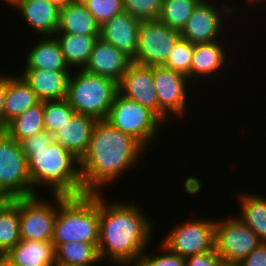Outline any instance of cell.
<instances>
[{
	"instance_id": "cell-38",
	"label": "cell",
	"mask_w": 266,
	"mask_h": 266,
	"mask_svg": "<svg viewBox=\"0 0 266 266\" xmlns=\"http://www.w3.org/2000/svg\"><path fill=\"white\" fill-rule=\"evenodd\" d=\"M239 266H266V242L259 244L246 258L242 259Z\"/></svg>"
},
{
	"instance_id": "cell-12",
	"label": "cell",
	"mask_w": 266,
	"mask_h": 266,
	"mask_svg": "<svg viewBox=\"0 0 266 266\" xmlns=\"http://www.w3.org/2000/svg\"><path fill=\"white\" fill-rule=\"evenodd\" d=\"M153 80L159 104V118L164 123L168 121L169 113L182 118L188 103L186 99L189 98L186 95L190 82L188 77L164 66H153Z\"/></svg>"
},
{
	"instance_id": "cell-28",
	"label": "cell",
	"mask_w": 266,
	"mask_h": 266,
	"mask_svg": "<svg viewBox=\"0 0 266 266\" xmlns=\"http://www.w3.org/2000/svg\"><path fill=\"white\" fill-rule=\"evenodd\" d=\"M259 194L239 195L241 214L237 218L246 224L262 242H266V198Z\"/></svg>"
},
{
	"instance_id": "cell-36",
	"label": "cell",
	"mask_w": 266,
	"mask_h": 266,
	"mask_svg": "<svg viewBox=\"0 0 266 266\" xmlns=\"http://www.w3.org/2000/svg\"><path fill=\"white\" fill-rule=\"evenodd\" d=\"M54 142V136L50 132L44 130L36 135L26 138L20 142L23 153L28 157L35 150L45 149Z\"/></svg>"
},
{
	"instance_id": "cell-33",
	"label": "cell",
	"mask_w": 266,
	"mask_h": 266,
	"mask_svg": "<svg viewBox=\"0 0 266 266\" xmlns=\"http://www.w3.org/2000/svg\"><path fill=\"white\" fill-rule=\"evenodd\" d=\"M163 0H123L124 12L140 21L158 20Z\"/></svg>"
},
{
	"instance_id": "cell-39",
	"label": "cell",
	"mask_w": 266,
	"mask_h": 266,
	"mask_svg": "<svg viewBox=\"0 0 266 266\" xmlns=\"http://www.w3.org/2000/svg\"><path fill=\"white\" fill-rule=\"evenodd\" d=\"M7 91V76L0 75V131H4V102Z\"/></svg>"
},
{
	"instance_id": "cell-13",
	"label": "cell",
	"mask_w": 266,
	"mask_h": 266,
	"mask_svg": "<svg viewBox=\"0 0 266 266\" xmlns=\"http://www.w3.org/2000/svg\"><path fill=\"white\" fill-rule=\"evenodd\" d=\"M225 11H218L217 6L211 3V1L201 0L190 18L188 19L185 27L180 32L181 38L190 41L193 44L207 43L219 40V34L221 35V28L223 29V20L221 15L232 11V8L225 7ZM228 9V11H227ZM230 9V10H229ZM222 18V19H221Z\"/></svg>"
},
{
	"instance_id": "cell-5",
	"label": "cell",
	"mask_w": 266,
	"mask_h": 266,
	"mask_svg": "<svg viewBox=\"0 0 266 266\" xmlns=\"http://www.w3.org/2000/svg\"><path fill=\"white\" fill-rule=\"evenodd\" d=\"M77 72L69 77L66 95L68 103L76 113L105 120L118 93V83L83 69Z\"/></svg>"
},
{
	"instance_id": "cell-4",
	"label": "cell",
	"mask_w": 266,
	"mask_h": 266,
	"mask_svg": "<svg viewBox=\"0 0 266 266\" xmlns=\"http://www.w3.org/2000/svg\"><path fill=\"white\" fill-rule=\"evenodd\" d=\"M99 193L58 195V213L51 242L54 249L66 242L99 244Z\"/></svg>"
},
{
	"instance_id": "cell-27",
	"label": "cell",
	"mask_w": 266,
	"mask_h": 266,
	"mask_svg": "<svg viewBox=\"0 0 266 266\" xmlns=\"http://www.w3.org/2000/svg\"><path fill=\"white\" fill-rule=\"evenodd\" d=\"M100 262L98 245L66 242L55 248L56 266H94Z\"/></svg>"
},
{
	"instance_id": "cell-6",
	"label": "cell",
	"mask_w": 266,
	"mask_h": 266,
	"mask_svg": "<svg viewBox=\"0 0 266 266\" xmlns=\"http://www.w3.org/2000/svg\"><path fill=\"white\" fill-rule=\"evenodd\" d=\"M105 120L117 130L133 136L145 148L157 140L159 126L164 124L152 110L119 93Z\"/></svg>"
},
{
	"instance_id": "cell-9",
	"label": "cell",
	"mask_w": 266,
	"mask_h": 266,
	"mask_svg": "<svg viewBox=\"0 0 266 266\" xmlns=\"http://www.w3.org/2000/svg\"><path fill=\"white\" fill-rule=\"evenodd\" d=\"M262 241L237 217L221 222L215 220L214 249L223 263L238 264L246 258Z\"/></svg>"
},
{
	"instance_id": "cell-17",
	"label": "cell",
	"mask_w": 266,
	"mask_h": 266,
	"mask_svg": "<svg viewBox=\"0 0 266 266\" xmlns=\"http://www.w3.org/2000/svg\"><path fill=\"white\" fill-rule=\"evenodd\" d=\"M12 5L39 35L54 36L57 32L60 8L50 0H15Z\"/></svg>"
},
{
	"instance_id": "cell-31",
	"label": "cell",
	"mask_w": 266,
	"mask_h": 266,
	"mask_svg": "<svg viewBox=\"0 0 266 266\" xmlns=\"http://www.w3.org/2000/svg\"><path fill=\"white\" fill-rule=\"evenodd\" d=\"M44 129L55 134L76 113L67 99L43 101Z\"/></svg>"
},
{
	"instance_id": "cell-10",
	"label": "cell",
	"mask_w": 266,
	"mask_h": 266,
	"mask_svg": "<svg viewBox=\"0 0 266 266\" xmlns=\"http://www.w3.org/2000/svg\"><path fill=\"white\" fill-rule=\"evenodd\" d=\"M162 244L184 258L214 250L215 220H187L168 232Z\"/></svg>"
},
{
	"instance_id": "cell-21",
	"label": "cell",
	"mask_w": 266,
	"mask_h": 266,
	"mask_svg": "<svg viewBox=\"0 0 266 266\" xmlns=\"http://www.w3.org/2000/svg\"><path fill=\"white\" fill-rule=\"evenodd\" d=\"M24 69L46 71H73L67 64L55 36H42L27 52Z\"/></svg>"
},
{
	"instance_id": "cell-26",
	"label": "cell",
	"mask_w": 266,
	"mask_h": 266,
	"mask_svg": "<svg viewBox=\"0 0 266 266\" xmlns=\"http://www.w3.org/2000/svg\"><path fill=\"white\" fill-rule=\"evenodd\" d=\"M20 240L19 198L0 199V253L5 255Z\"/></svg>"
},
{
	"instance_id": "cell-1",
	"label": "cell",
	"mask_w": 266,
	"mask_h": 266,
	"mask_svg": "<svg viewBox=\"0 0 266 266\" xmlns=\"http://www.w3.org/2000/svg\"><path fill=\"white\" fill-rule=\"evenodd\" d=\"M145 148L133 136L114 128L106 120H97L88 149L80 160L84 193H101L127 170L132 169Z\"/></svg>"
},
{
	"instance_id": "cell-8",
	"label": "cell",
	"mask_w": 266,
	"mask_h": 266,
	"mask_svg": "<svg viewBox=\"0 0 266 266\" xmlns=\"http://www.w3.org/2000/svg\"><path fill=\"white\" fill-rule=\"evenodd\" d=\"M180 38V31L159 20L141 21L138 47L132 62L144 66H163Z\"/></svg>"
},
{
	"instance_id": "cell-25",
	"label": "cell",
	"mask_w": 266,
	"mask_h": 266,
	"mask_svg": "<svg viewBox=\"0 0 266 266\" xmlns=\"http://www.w3.org/2000/svg\"><path fill=\"white\" fill-rule=\"evenodd\" d=\"M69 67L83 69L100 35L55 34Z\"/></svg>"
},
{
	"instance_id": "cell-29",
	"label": "cell",
	"mask_w": 266,
	"mask_h": 266,
	"mask_svg": "<svg viewBox=\"0 0 266 266\" xmlns=\"http://www.w3.org/2000/svg\"><path fill=\"white\" fill-rule=\"evenodd\" d=\"M43 101L10 121L4 132L17 142L44 131Z\"/></svg>"
},
{
	"instance_id": "cell-22",
	"label": "cell",
	"mask_w": 266,
	"mask_h": 266,
	"mask_svg": "<svg viewBox=\"0 0 266 266\" xmlns=\"http://www.w3.org/2000/svg\"><path fill=\"white\" fill-rule=\"evenodd\" d=\"M100 25L81 0L60 7L55 34L100 35Z\"/></svg>"
},
{
	"instance_id": "cell-14",
	"label": "cell",
	"mask_w": 266,
	"mask_h": 266,
	"mask_svg": "<svg viewBox=\"0 0 266 266\" xmlns=\"http://www.w3.org/2000/svg\"><path fill=\"white\" fill-rule=\"evenodd\" d=\"M118 93L152 110L159 117V104L153 80V66L132 62L118 82Z\"/></svg>"
},
{
	"instance_id": "cell-24",
	"label": "cell",
	"mask_w": 266,
	"mask_h": 266,
	"mask_svg": "<svg viewBox=\"0 0 266 266\" xmlns=\"http://www.w3.org/2000/svg\"><path fill=\"white\" fill-rule=\"evenodd\" d=\"M219 41L194 44L190 70L191 80L194 79L195 81L198 76L200 78L202 76L209 77V75H213L218 70L220 71L221 67L226 63V50Z\"/></svg>"
},
{
	"instance_id": "cell-2",
	"label": "cell",
	"mask_w": 266,
	"mask_h": 266,
	"mask_svg": "<svg viewBox=\"0 0 266 266\" xmlns=\"http://www.w3.org/2000/svg\"><path fill=\"white\" fill-rule=\"evenodd\" d=\"M99 193L100 233L98 252L101 261L129 266L148 248L153 226L138 205L110 202Z\"/></svg>"
},
{
	"instance_id": "cell-15",
	"label": "cell",
	"mask_w": 266,
	"mask_h": 266,
	"mask_svg": "<svg viewBox=\"0 0 266 266\" xmlns=\"http://www.w3.org/2000/svg\"><path fill=\"white\" fill-rule=\"evenodd\" d=\"M131 63L132 59L127 54L98 37L83 70L111 78L118 83Z\"/></svg>"
},
{
	"instance_id": "cell-11",
	"label": "cell",
	"mask_w": 266,
	"mask_h": 266,
	"mask_svg": "<svg viewBox=\"0 0 266 266\" xmlns=\"http://www.w3.org/2000/svg\"><path fill=\"white\" fill-rule=\"evenodd\" d=\"M52 197L55 198L53 203L46 202L43 198H39V195L19 198L21 239L52 240L54 222L58 213V195Z\"/></svg>"
},
{
	"instance_id": "cell-16",
	"label": "cell",
	"mask_w": 266,
	"mask_h": 266,
	"mask_svg": "<svg viewBox=\"0 0 266 266\" xmlns=\"http://www.w3.org/2000/svg\"><path fill=\"white\" fill-rule=\"evenodd\" d=\"M140 22L129 13L123 12L101 25L100 38L133 59L138 47Z\"/></svg>"
},
{
	"instance_id": "cell-23",
	"label": "cell",
	"mask_w": 266,
	"mask_h": 266,
	"mask_svg": "<svg viewBox=\"0 0 266 266\" xmlns=\"http://www.w3.org/2000/svg\"><path fill=\"white\" fill-rule=\"evenodd\" d=\"M41 100L21 75L7 76V91L4 102V130L7 124Z\"/></svg>"
},
{
	"instance_id": "cell-18",
	"label": "cell",
	"mask_w": 266,
	"mask_h": 266,
	"mask_svg": "<svg viewBox=\"0 0 266 266\" xmlns=\"http://www.w3.org/2000/svg\"><path fill=\"white\" fill-rule=\"evenodd\" d=\"M96 119L84 114L75 113L53 136L66 150L79 160L85 155Z\"/></svg>"
},
{
	"instance_id": "cell-37",
	"label": "cell",
	"mask_w": 266,
	"mask_h": 266,
	"mask_svg": "<svg viewBox=\"0 0 266 266\" xmlns=\"http://www.w3.org/2000/svg\"><path fill=\"white\" fill-rule=\"evenodd\" d=\"M222 260L216 250L185 258V266H220Z\"/></svg>"
},
{
	"instance_id": "cell-40",
	"label": "cell",
	"mask_w": 266,
	"mask_h": 266,
	"mask_svg": "<svg viewBox=\"0 0 266 266\" xmlns=\"http://www.w3.org/2000/svg\"><path fill=\"white\" fill-rule=\"evenodd\" d=\"M52 3L56 4L59 8L64 7L75 0H50Z\"/></svg>"
},
{
	"instance_id": "cell-20",
	"label": "cell",
	"mask_w": 266,
	"mask_h": 266,
	"mask_svg": "<svg viewBox=\"0 0 266 266\" xmlns=\"http://www.w3.org/2000/svg\"><path fill=\"white\" fill-rule=\"evenodd\" d=\"M72 71H46L24 69L23 79L37 94L41 101L66 98L68 81Z\"/></svg>"
},
{
	"instance_id": "cell-32",
	"label": "cell",
	"mask_w": 266,
	"mask_h": 266,
	"mask_svg": "<svg viewBox=\"0 0 266 266\" xmlns=\"http://www.w3.org/2000/svg\"><path fill=\"white\" fill-rule=\"evenodd\" d=\"M194 44L180 38L170 51L168 58L163 65L166 68L180 72L190 80L191 61L193 57Z\"/></svg>"
},
{
	"instance_id": "cell-41",
	"label": "cell",
	"mask_w": 266,
	"mask_h": 266,
	"mask_svg": "<svg viewBox=\"0 0 266 266\" xmlns=\"http://www.w3.org/2000/svg\"><path fill=\"white\" fill-rule=\"evenodd\" d=\"M220 266H239L238 264H234V263H221Z\"/></svg>"
},
{
	"instance_id": "cell-35",
	"label": "cell",
	"mask_w": 266,
	"mask_h": 266,
	"mask_svg": "<svg viewBox=\"0 0 266 266\" xmlns=\"http://www.w3.org/2000/svg\"><path fill=\"white\" fill-rule=\"evenodd\" d=\"M162 245V253L157 256L141 254L130 266H185V258L171 252L166 246Z\"/></svg>"
},
{
	"instance_id": "cell-43",
	"label": "cell",
	"mask_w": 266,
	"mask_h": 266,
	"mask_svg": "<svg viewBox=\"0 0 266 266\" xmlns=\"http://www.w3.org/2000/svg\"><path fill=\"white\" fill-rule=\"evenodd\" d=\"M256 1L255 3L259 2L260 0H248V2H254ZM262 1V0H261Z\"/></svg>"
},
{
	"instance_id": "cell-7",
	"label": "cell",
	"mask_w": 266,
	"mask_h": 266,
	"mask_svg": "<svg viewBox=\"0 0 266 266\" xmlns=\"http://www.w3.org/2000/svg\"><path fill=\"white\" fill-rule=\"evenodd\" d=\"M35 195L21 144L0 131V199Z\"/></svg>"
},
{
	"instance_id": "cell-42",
	"label": "cell",
	"mask_w": 266,
	"mask_h": 266,
	"mask_svg": "<svg viewBox=\"0 0 266 266\" xmlns=\"http://www.w3.org/2000/svg\"><path fill=\"white\" fill-rule=\"evenodd\" d=\"M4 264V254L0 253V266Z\"/></svg>"
},
{
	"instance_id": "cell-3",
	"label": "cell",
	"mask_w": 266,
	"mask_h": 266,
	"mask_svg": "<svg viewBox=\"0 0 266 266\" xmlns=\"http://www.w3.org/2000/svg\"><path fill=\"white\" fill-rule=\"evenodd\" d=\"M30 181L35 195L37 188H50L53 195H82L83 181L80 160L60 143L52 142L48 148L35 150L27 157ZM42 186V187H40Z\"/></svg>"
},
{
	"instance_id": "cell-34",
	"label": "cell",
	"mask_w": 266,
	"mask_h": 266,
	"mask_svg": "<svg viewBox=\"0 0 266 266\" xmlns=\"http://www.w3.org/2000/svg\"><path fill=\"white\" fill-rule=\"evenodd\" d=\"M87 10L101 26L116 15L124 12L123 0H81Z\"/></svg>"
},
{
	"instance_id": "cell-19",
	"label": "cell",
	"mask_w": 266,
	"mask_h": 266,
	"mask_svg": "<svg viewBox=\"0 0 266 266\" xmlns=\"http://www.w3.org/2000/svg\"><path fill=\"white\" fill-rule=\"evenodd\" d=\"M4 263L7 266H56L53 243L21 239L4 255Z\"/></svg>"
},
{
	"instance_id": "cell-30",
	"label": "cell",
	"mask_w": 266,
	"mask_h": 266,
	"mask_svg": "<svg viewBox=\"0 0 266 266\" xmlns=\"http://www.w3.org/2000/svg\"><path fill=\"white\" fill-rule=\"evenodd\" d=\"M200 1L163 0L158 20L181 32Z\"/></svg>"
}]
</instances>
